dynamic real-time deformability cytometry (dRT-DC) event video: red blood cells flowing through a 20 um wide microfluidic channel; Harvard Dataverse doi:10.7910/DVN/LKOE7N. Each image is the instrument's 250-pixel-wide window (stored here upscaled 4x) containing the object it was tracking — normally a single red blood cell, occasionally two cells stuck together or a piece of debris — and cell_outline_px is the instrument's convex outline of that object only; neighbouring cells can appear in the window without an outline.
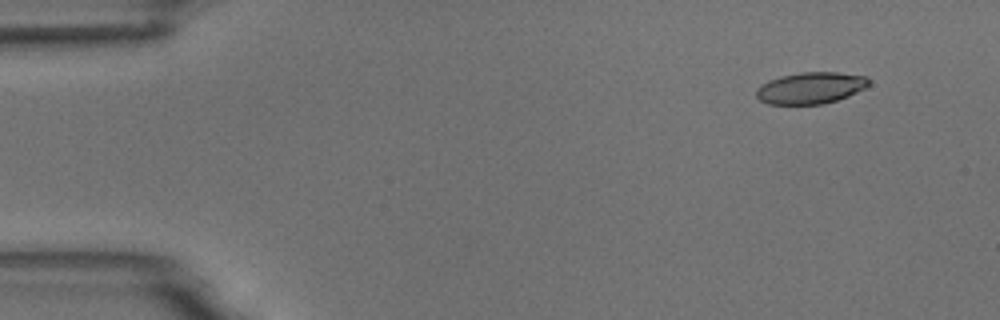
{"species": "common noctule bat (a hibernating species)", "species_latin": "Nyctalus noctula", "temperature_condition": "room temperature", "stored_images_in_passage": 50, "camera_frame_rate_fps": 3000, "um_per_image_px": 0.085, "animal": {"sex": "male", "body_mass_g": 18.8}, "frame": {"image": 1, "passage_image": 1, "time_ms": 0.0, "image_size_px": [1000, 320], "cell_outline_px": [[868, 84], [864, 88], [848, 96], [824, 104], [768, 104], [760, 100], [756, 96], [756, 88], [760, 84], [768, 80], [780, 76], [800, 72], [836, 72], [868, 76]], "centroid_in_image_um": [68.86, 7.47], "position_along_channel_um": 16.1, "area_um2": 20.75}}
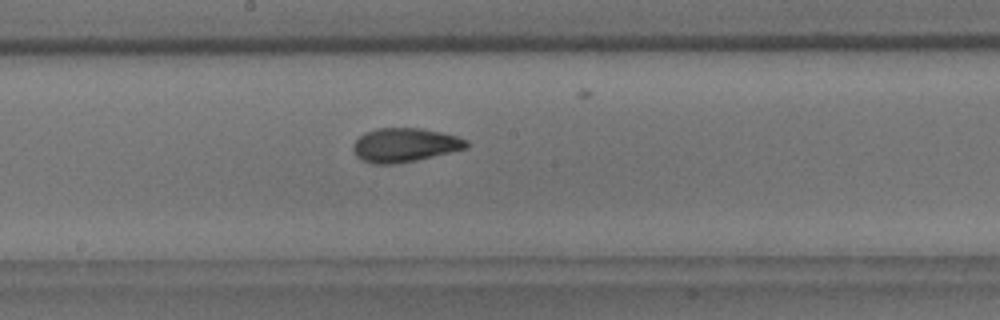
{"frame": {"image": 2, "passage_image": 25, "time_ms": 8.0, "image_size_px": [1000, 320], "cell_outline_px": [[468, 144], [464, 148], [416, 160], [392, 164], [372, 164], [360, 160], [356, 156], [352, 148], [352, 144], [364, 132], [376, 128], [420, 128], [440, 132], [456, 136], [468, 140]], "centroid_in_image_um": [34.32, 12.32], "position_along_channel_um": 213.9, "area_um2": 22.25}}
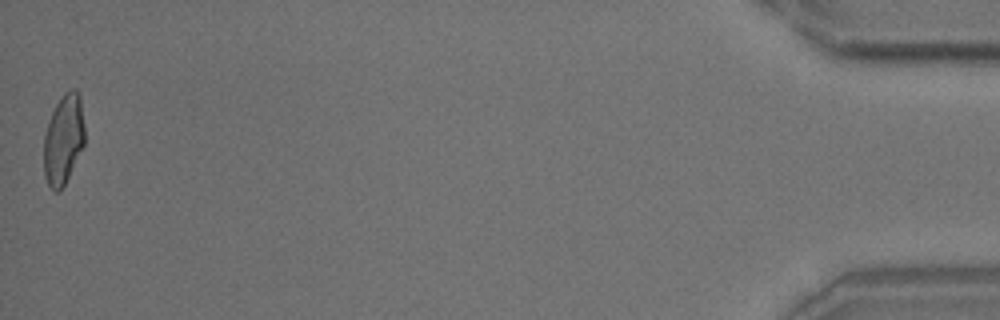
{"frame": {"image": 3, "passage_image": 50, "time_ms": 16.333, "image_size_px": [1000, 320], "cell_outline_px": [[84, 144], [60, 192], [56, 192], [48, 184], [44, 176], [44, 136], [48, 120], [56, 104], [64, 92], [72, 88], [76, 88], [80, 96], [84, 124]], "centroid_in_image_um": [5.39, 11.81], "position_along_channel_um": 429.8, "area_um2": 21.33}, "authors_computed_cell_mechanics": {"area_um2": 21.675, "velocity_mm_per_s": 3.7319, "shape_relaxation_time_tau1_ms": 8.0943, "shape_relaxation_time_tau2_ms": 1.847, "deformation_change_tau1": 0.2265, "deformation_change_tau2": 0.0852}}